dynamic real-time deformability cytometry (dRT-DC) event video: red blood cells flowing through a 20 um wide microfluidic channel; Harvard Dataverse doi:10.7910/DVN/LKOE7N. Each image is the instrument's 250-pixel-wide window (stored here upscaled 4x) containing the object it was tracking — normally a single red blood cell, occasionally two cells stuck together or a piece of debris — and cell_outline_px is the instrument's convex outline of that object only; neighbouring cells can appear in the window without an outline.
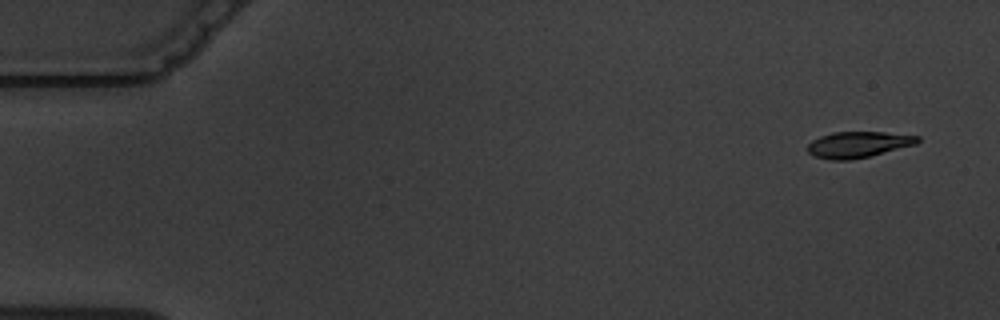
{"species": "common noctule bat (a hibernating species)", "species_latin": "Nyctalus noctula", "temperature_condition": "warm", "stored_images_in_passage": 8, "camera_frame_rate_fps": 3000, "um_per_image_px": 0.085, "animal": {"sex": "male", "body_mass_g": 19.5, "forearm_length_mm": 54.6}, "frame": {"image": 1, "passage_image": 1, "time_ms": 0.0, "image_size_px": [1000, 320], "cell_outline_px": [[920, 140], [916, 144], [868, 156], [848, 160], [832, 160], [816, 156], [808, 152], [808, 144], [812, 140], [820, 136], [832, 132], [884, 132], [920, 136]], "centroid_in_image_um": [72.94, 12.27], "position_along_channel_um": 12.1, "area_um2": 16.47}}
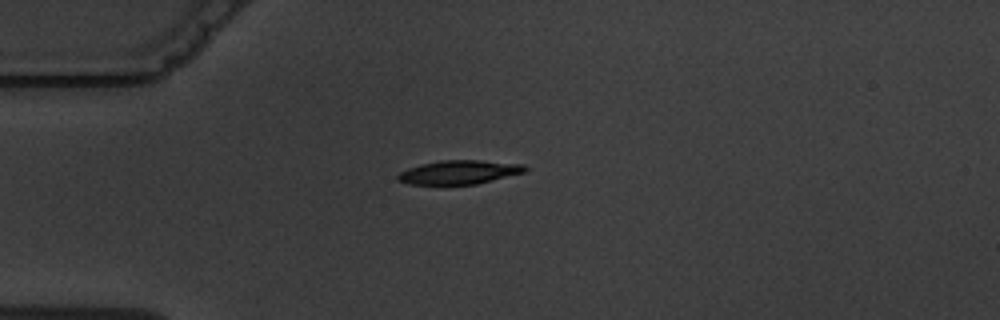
{"frame": {"image": 2, "passage_image": 2, "time_ms": 4.0, "image_size_px": [1000, 320], "cell_outline_px": [[528, 168], [524, 172], [476, 184], [408, 184], [396, 180], [396, 176], [400, 172], [408, 168], [420, 164], [440, 160], [480, 160], [524, 164]], "centroid_in_image_um": [39.0, 14.63], "position_along_channel_um": 46.0, "area_um2": 17.63}}
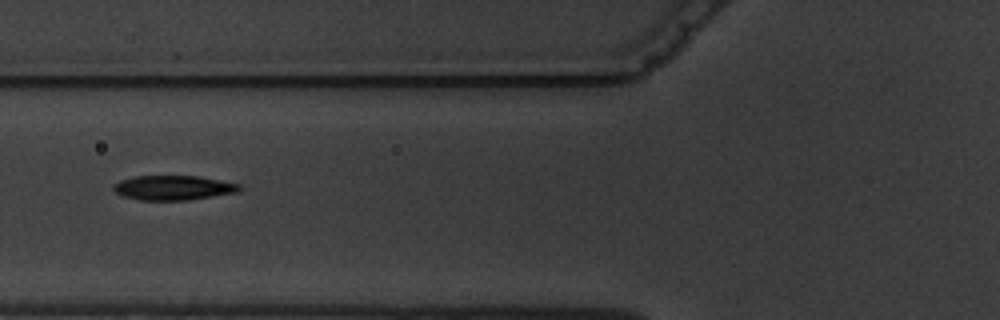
{"frame": {"image": 3, "passage_image": 4, "time_ms": 6.333, "image_size_px": [1000, 320], "cell_outline_px": [[240, 188], [236, 192], [188, 200], [140, 200], [124, 196], [116, 192], [112, 188], [120, 180], [136, 176], [200, 176], [240, 184]], "centroid_in_image_um": [14.72, 15.95], "position_along_channel_um": 111.1, "area_um2": 17.8}}